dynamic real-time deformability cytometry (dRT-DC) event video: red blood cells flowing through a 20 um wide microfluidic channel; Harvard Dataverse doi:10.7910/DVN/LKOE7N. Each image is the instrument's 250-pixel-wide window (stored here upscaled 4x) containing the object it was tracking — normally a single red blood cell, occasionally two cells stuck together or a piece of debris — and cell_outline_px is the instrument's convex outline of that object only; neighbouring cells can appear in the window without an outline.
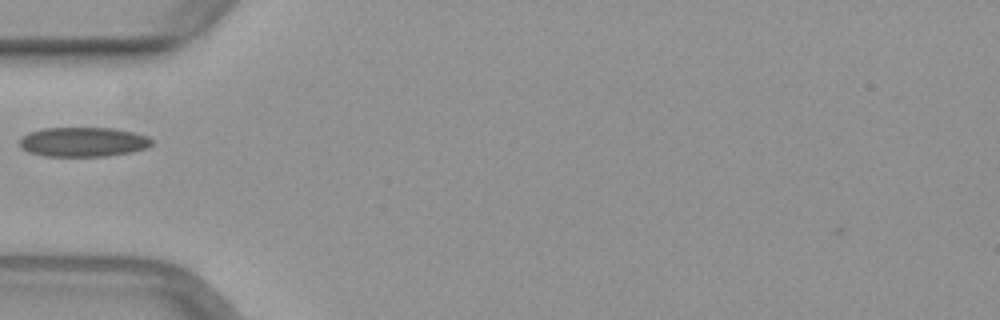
{"species": "common noctule bat (a hibernating species)", "species_latin": "Nyctalus noctula", "temperature_condition": "warm", "stored_images_in_passage": 35, "camera_frame_rate_fps": 3000, "um_per_image_px": 0.085, "animal": {"sex": "female", "body_mass_g": 29.2, "forearm_length_mm": 56.3}, "frame": {"image": 1, "passage_image": 2, "time_ms": 0.333, "image_size_px": [1000, 320], "cell_outline_px": [[152, 144], [148, 148], [132, 152], [104, 156], [44, 156], [28, 152], [20, 148], [20, 136], [28, 132], [44, 128], [112, 128], [136, 132], [148, 136], [152, 140]], "centroid_in_image_um": [7.06, 12.06], "position_along_channel_um": 77.9, "area_um2": 23.0}}
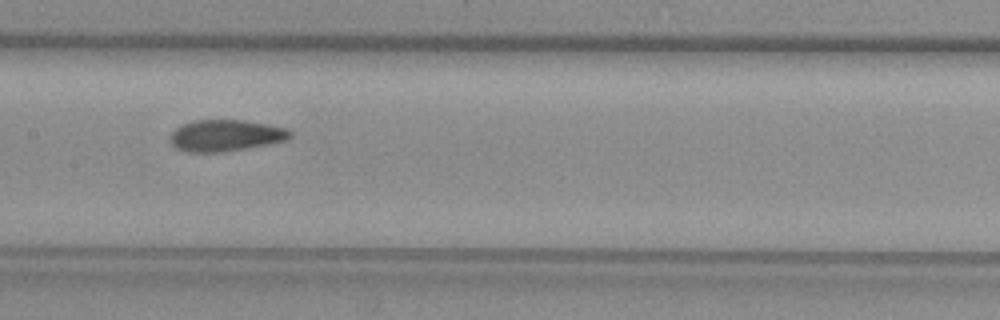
{"frame": {"image": 2, "passage_image": 10, "time_ms": 3.0, "image_size_px": [1000, 320], "cell_outline_px": [[292, 136], [288, 140], [268, 144], [220, 152], [188, 152], [176, 148], [168, 140], [172, 132], [176, 128], [192, 120], [244, 120], [268, 124], [288, 128], [292, 132]], "centroid_in_image_um": [19.19, 11.51], "position_along_channel_um": 188.2, "area_um2": 22.08}}
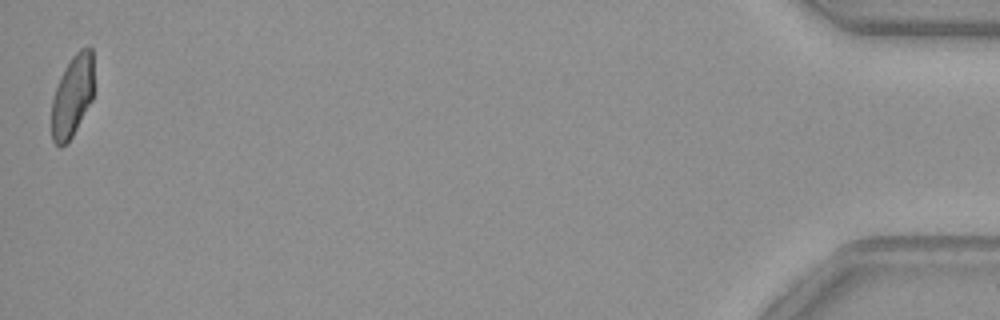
{"frame": {"image": 3, "passage_image": 35, "time_ms": 11.333, "image_size_px": [1000, 320], "cell_outline_px": [[92, 100], [72, 136], [60, 148], [52, 140], [52, 100], [60, 76], [72, 56], [80, 48], [88, 44], [92, 48]], "centroid_in_image_um": [6.14, 8.13], "position_along_channel_um": 429.1, "area_um2": 19.88}}